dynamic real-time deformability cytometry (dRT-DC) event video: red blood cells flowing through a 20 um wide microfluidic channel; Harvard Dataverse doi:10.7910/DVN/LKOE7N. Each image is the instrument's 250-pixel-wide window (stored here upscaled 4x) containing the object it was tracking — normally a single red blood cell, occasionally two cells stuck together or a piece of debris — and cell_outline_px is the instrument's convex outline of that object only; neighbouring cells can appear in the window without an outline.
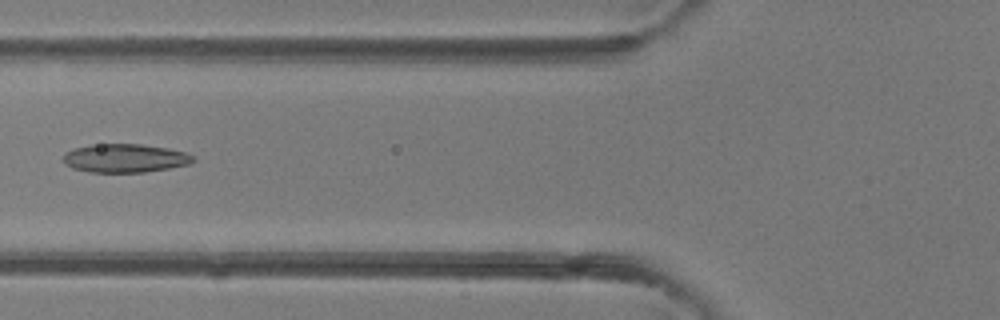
{"species": "common noctule bat (a hibernating species)", "species_latin": "Nyctalus noctula", "temperature_condition": "room temperature", "stored_images_in_passage": 5, "camera_frame_rate_fps": 3000, "um_per_image_px": 0.085, "animal": {"sex": "female"}, "frame": {"image": 1, "passage_image": 5, "time_ms": 5.333, "image_size_px": [1000, 320], "cell_outline_px": [[196, 160], [188, 164], [168, 168], [144, 172], [88, 172], [72, 168], [64, 164], [64, 152], [76, 148], [100, 144], [140, 144], [168, 148], [184, 152], [196, 156]], "centroid_in_image_um": [10.64, 13.45], "position_along_channel_um": 115.2, "area_um2": 21.5}}